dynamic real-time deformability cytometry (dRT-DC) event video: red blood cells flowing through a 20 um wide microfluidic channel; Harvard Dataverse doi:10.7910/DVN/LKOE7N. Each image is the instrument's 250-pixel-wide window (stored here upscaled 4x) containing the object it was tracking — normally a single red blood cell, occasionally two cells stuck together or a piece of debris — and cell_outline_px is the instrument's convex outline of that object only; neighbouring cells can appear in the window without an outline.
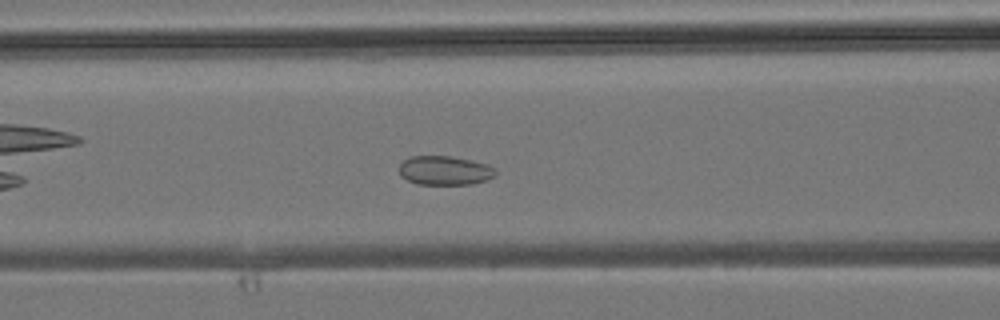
{"species": "common noctule bat (a hibernating species)", "species_latin": "Nyctalus noctula", "temperature_condition": "room temperature", "stored_images_in_passage": 33, "camera_frame_rate_fps": 3000, "um_per_image_px": 0.085, "animal": {"sex": "male", "body_mass_g": 19.2, "forearm_length_mm": 51.8}, "frame": {"image": 1, "passage_image": 9, "time_ms": 2.667, "image_size_px": [1000, 320], "cell_outline_px": [[496, 176], [472, 184], [416, 184], [400, 176], [400, 164], [404, 160], [412, 156], [448, 156], [488, 164], [496, 168]], "centroid_in_image_um": [37.81, 14.49], "position_along_channel_um": 128.8, "area_um2": 16.24}}
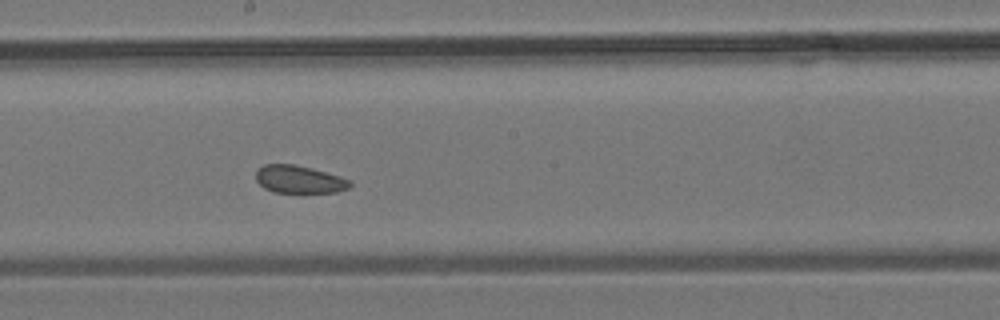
{"frame": {"image": 2, "passage_image": 15, "time_ms": 4.667, "image_size_px": [1000, 320], "cell_outline_px": [[352, 184], [348, 188], [336, 192], [272, 192], [264, 188], [256, 180], [256, 168], [264, 164], [296, 164], [312, 168], [340, 176], [352, 180]], "centroid_in_image_um": [25.42, 15.23], "position_along_channel_um": 222.8, "area_um2": 15.32}}
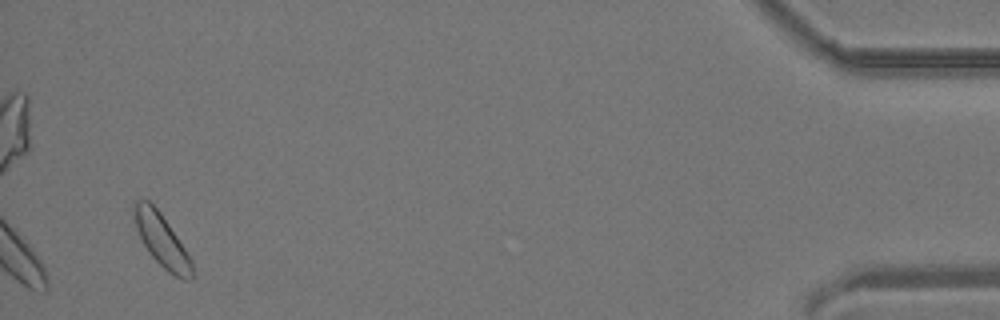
{"frame": {"image": 3, "passage_image": 33, "time_ms": 10.667, "image_size_px": [1000, 320], "cell_outline_px": [[192, 280], [184, 280], [168, 272], [148, 252], [136, 228], [132, 216], [132, 204], [136, 200], [148, 200], [160, 212], [192, 260]], "centroid_in_image_um": [13.71, 20.4], "position_along_channel_um": 421.5, "area_um2": 17.57}}